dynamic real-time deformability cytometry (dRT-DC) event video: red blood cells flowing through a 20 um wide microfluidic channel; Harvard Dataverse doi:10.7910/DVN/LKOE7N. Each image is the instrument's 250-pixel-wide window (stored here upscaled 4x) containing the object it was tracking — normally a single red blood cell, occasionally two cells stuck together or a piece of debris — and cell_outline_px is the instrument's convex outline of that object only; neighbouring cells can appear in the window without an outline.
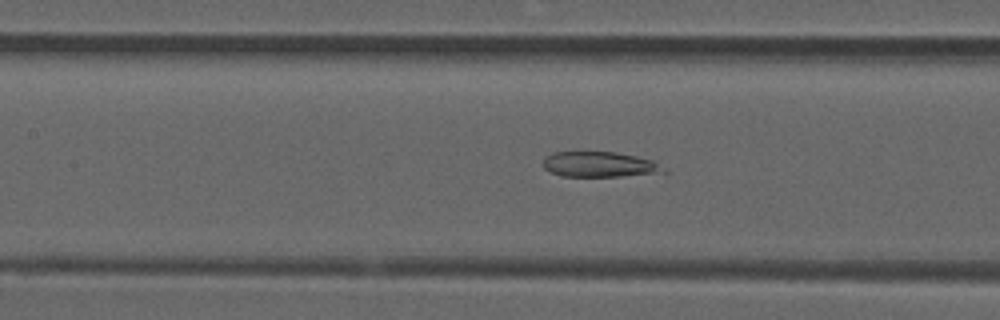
{"species": "common noctule bat (a hibernating species)", "species_latin": "Nyctalus noctula", "temperature_condition": "room temperature", "stored_images_in_passage": 39, "camera_frame_rate_fps": 3000, "um_per_image_px": 0.085, "animal": {"sex": "male", "forearm_length_mm": 52.5}, "frame": {"image": 1, "passage_image": 13, "time_ms": 4.0, "image_size_px": [1000, 320], "cell_outline_px": [[668, 176], [560, 176], [548, 172], [544, 168], [544, 156], [552, 152], [616, 152], [636, 156], [652, 160], [668, 172]], "centroid_in_image_um": [51.07, 14.01], "position_along_channel_um": 156.3, "area_um2": 18.44}}
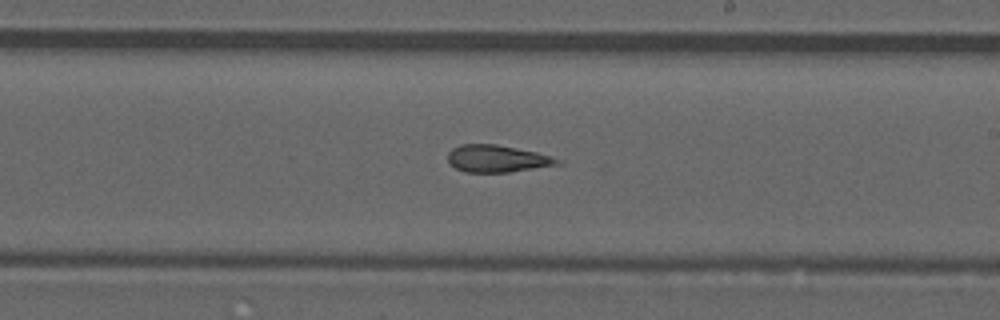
{"frame": {"image": 2, "passage_image": 20, "time_ms": 6.333, "image_size_px": [1000, 320], "cell_outline_px": [[564, 164], [508, 172], [464, 172], [448, 164], [448, 152], [452, 148], [460, 144], [496, 144], [536, 152], [552, 156], [564, 160]], "centroid_in_image_um": [42.28, 13.49], "position_along_channel_um": 246.7, "area_um2": 17.57}}
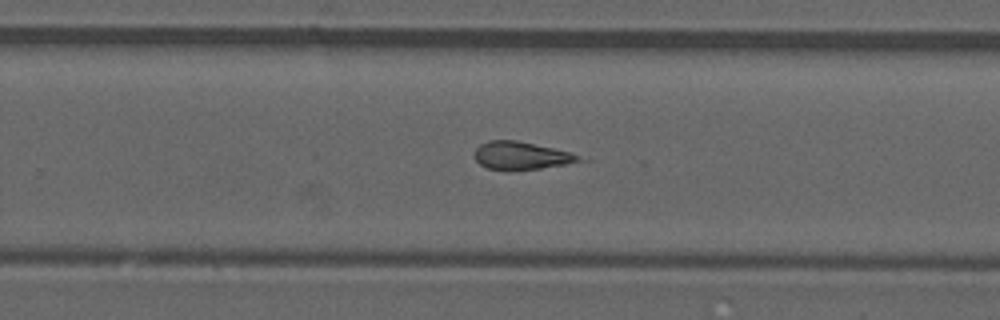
{"frame": {"image": 3, "passage_image": 23, "time_ms": 7.333, "image_size_px": [1000, 320], "cell_outline_px": [[592, 160], [540, 168], [512, 172], [508, 172], [488, 168], [480, 164], [476, 160], [476, 148], [480, 144], [488, 140], [516, 140], [552, 148], [568, 152]], "centroid_in_image_um": [44.33, 13.26], "position_along_channel_um": 285.5, "area_um2": 17.22}, "authors_computed_cell_mechanics": {"area_um2": 17.4556, "velocity_mm_per_s": 3.8895, "shape_relaxation_time_tau1_ms": null, "shape_relaxation_time_tau2_ms": 2.6959, "deformation_change_tau1": null, "deformation_change_tau2": 0.1227}}